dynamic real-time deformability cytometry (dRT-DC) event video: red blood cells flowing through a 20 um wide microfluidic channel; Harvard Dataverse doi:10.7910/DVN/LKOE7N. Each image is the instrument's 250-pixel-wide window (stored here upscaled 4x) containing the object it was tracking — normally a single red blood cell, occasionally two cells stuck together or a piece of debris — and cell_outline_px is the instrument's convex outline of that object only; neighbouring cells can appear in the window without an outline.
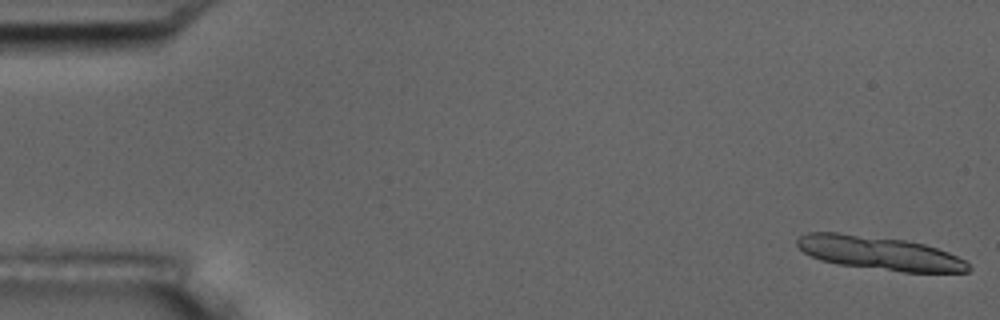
{"species": "common noctule bat (a hibernating species)", "species_latin": "Nyctalus noctula", "temperature_condition": "room temperature", "stored_images_in_passage": 12, "camera_frame_rate_fps": 3000, "um_per_image_px": 0.085, "animal": {"sex": "male", "body_mass_g": 17.5, "forearm_length_mm": 52.3}, "frame": {"image": 1, "passage_image": 1, "time_ms": 0.0, "image_size_px": [1000, 320], "cell_outline_px": [[972, 268], [968, 272], [904, 272], [836, 264], [820, 260], [804, 252], [796, 244], [796, 240], [800, 236], [808, 232], [840, 232], [904, 240], [924, 244], [948, 252], [964, 260]], "centroid_in_image_um": [74.73, 21.51], "position_along_channel_um": 10.3, "area_um2": 33.47}}